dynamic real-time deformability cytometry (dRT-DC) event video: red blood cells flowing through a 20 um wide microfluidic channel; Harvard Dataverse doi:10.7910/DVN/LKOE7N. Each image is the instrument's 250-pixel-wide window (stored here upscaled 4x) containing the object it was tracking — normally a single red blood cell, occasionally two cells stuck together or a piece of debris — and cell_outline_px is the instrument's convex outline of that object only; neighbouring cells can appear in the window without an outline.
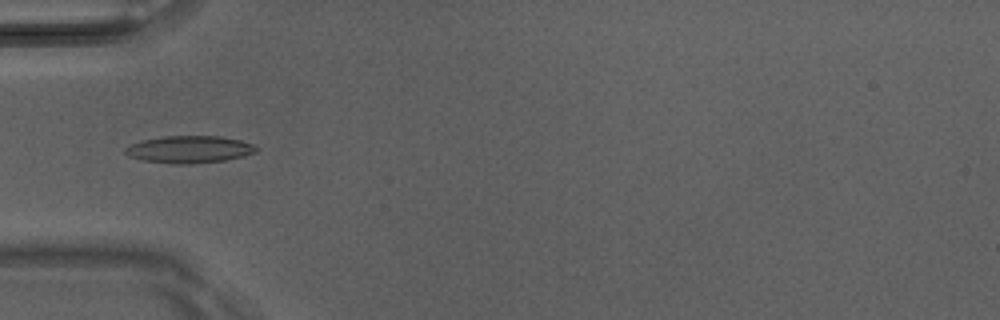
{"species": "Egyptian fruit bat (a non-hibernating species)", "species_latin": "Rousettus aegyptiacus", "temperature_condition": "room temperature", "stored_images_in_passage": 5, "camera_frame_rate_fps": 3000, "um_per_image_px": 0.085, "animal": {"sex": "male"}, "frame": {"image": 1, "passage_image": 4, "time_ms": 1.0, "image_size_px": [1000, 320], "cell_outline_px": [[256, 152], [244, 156], [224, 160], [188, 164], [172, 164], [144, 160], [132, 156], [124, 152], [124, 148], [128, 144], [144, 140], [164, 136], [220, 136], [240, 140], [252, 144], [256, 148]], "centroid_in_image_um": [16.08, 12.69], "position_along_channel_um": 68.9, "area_um2": 20.58}}